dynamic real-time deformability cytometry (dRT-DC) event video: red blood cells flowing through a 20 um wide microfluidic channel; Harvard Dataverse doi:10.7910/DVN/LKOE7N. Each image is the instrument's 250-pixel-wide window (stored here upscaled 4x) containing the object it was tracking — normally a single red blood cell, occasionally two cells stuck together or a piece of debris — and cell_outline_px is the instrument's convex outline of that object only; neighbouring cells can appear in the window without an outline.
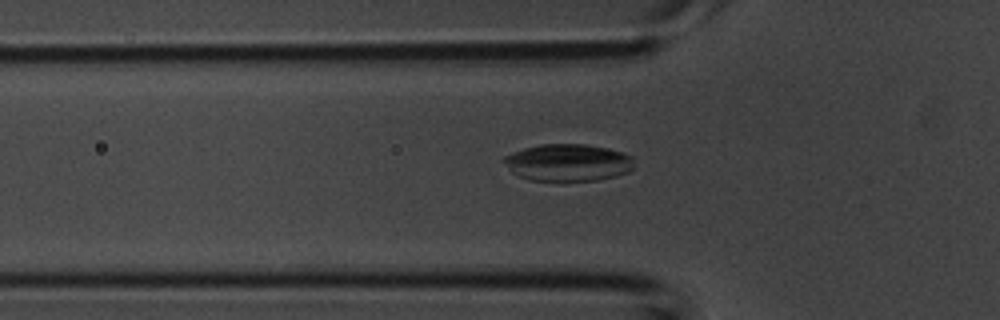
{"species": "common noctule bat (a hibernating species)", "species_latin": "Nyctalus noctula", "temperature_condition": "room temperature", "stored_images_in_passage": 41, "camera_frame_rate_fps": 3000, "um_per_image_px": 0.085, "animal": {"sex": "male", "body_mass_g": 20.1, "forearm_length_mm": 53.5}, "frame": {"image": 1, "passage_image": 13, "time_ms": 4.0, "image_size_px": [1000, 320], "cell_outline_px": [[632, 168], [628, 172], [616, 176], [596, 180], [528, 180], [516, 176], [500, 160], [504, 156], [524, 148], [540, 144], [584, 144], [608, 148], [624, 152], [632, 156]], "centroid_in_image_um": [48.24, 13.81], "position_along_channel_um": 77.6, "area_um2": 28.26}}
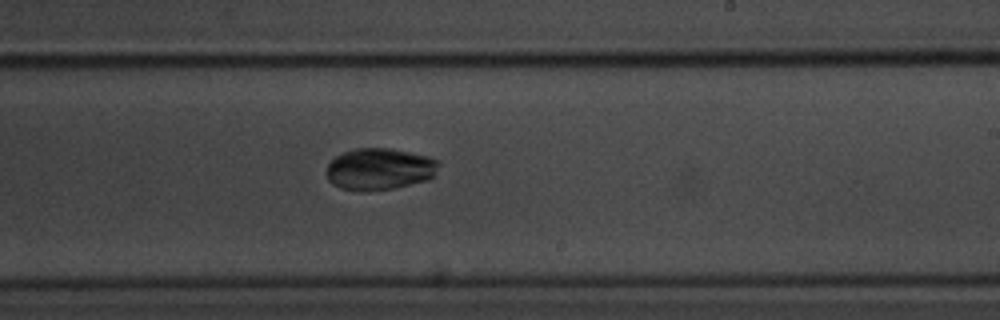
{"frame": {"image": 2, "passage_image": 24, "time_ms": 7.667, "image_size_px": [1000, 320], "cell_outline_px": [[440, 164], [436, 172], [428, 180], [396, 188], [360, 192], [340, 188], [332, 184], [328, 180], [328, 164], [336, 156], [352, 148], [388, 148], [408, 152], [424, 156], [436, 160]], "centroid_in_image_um": [32.24, 14.39], "position_along_channel_um": 256.8, "area_um2": 27.28}}
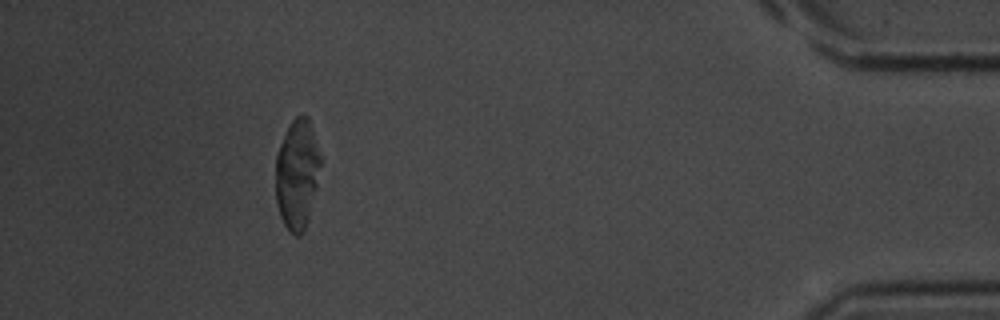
{"frame": {"image": 3, "passage_image": 37, "time_ms": 12.0, "image_size_px": [1000, 320], "cell_outline_px": [[320, 164], [316, 188], [304, 232], [300, 236], [296, 236], [284, 224], [280, 216], [276, 200], [276, 152], [292, 120], [300, 112], [308, 116], [320, 156]], "centroid_in_image_um": [25.24, 14.78], "position_along_channel_um": 410.0, "area_um2": 28.38}}